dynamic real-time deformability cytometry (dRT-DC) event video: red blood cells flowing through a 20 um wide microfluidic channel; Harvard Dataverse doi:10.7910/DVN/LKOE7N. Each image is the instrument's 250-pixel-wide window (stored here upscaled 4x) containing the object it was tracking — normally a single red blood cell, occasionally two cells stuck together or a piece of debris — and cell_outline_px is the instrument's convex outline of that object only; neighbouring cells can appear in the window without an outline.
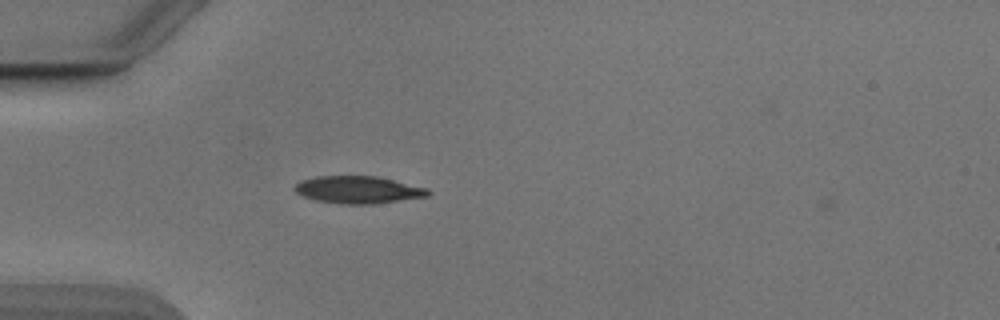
{"species": "Egyptian fruit bat (a non-hibernating species)", "species_latin": "Rousettus aegyptiacus", "temperature_condition": "cold", "stored_images_in_passage": 39, "camera_frame_rate_fps": 3000, "um_per_image_px": 0.085, "animal": {"sex": "male"}, "frame": {"image": 1, "passage_image": 2, "time_ms": 0.333, "image_size_px": [1000, 320], "cell_outline_px": [[432, 192], [428, 196], [376, 204], [344, 204], [316, 200], [304, 196], [296, 192], [292, 188], [300, 180], [316, 176], [376, 176], [428, 188]], "centroid_in_image_um": [30.45, 16.13], "position_along_channel_um": 54.6, "area_um2": 21.27}}
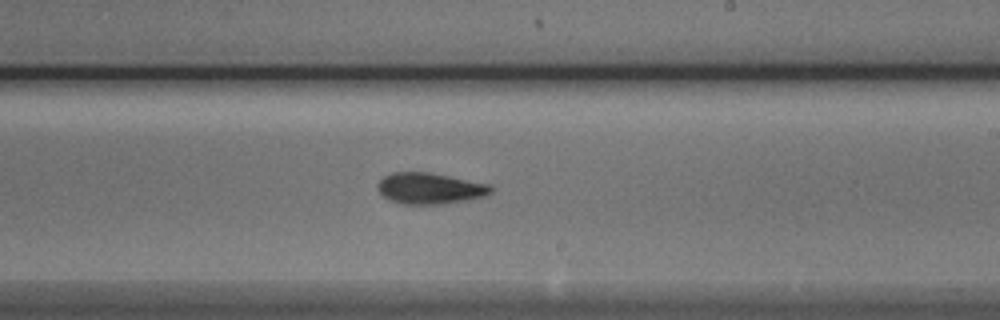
{"frame": {"image": 2, "passage_image": 18, "time_ms": 5.667, "image_size_px": [1000, 320], "cell_outline_px": [[496, 188], [492, 192], [484, 196], [468, 200], [444, 204], [404, 204], [388, 200], [380, 192], [380, 180], [384, 176], [392, 172], [428, 172], [492, 184]], "centroid_in_image_um": [36.62, 16.01], "position_along_channel_um": 252.4, "area_um2": 20.63}}
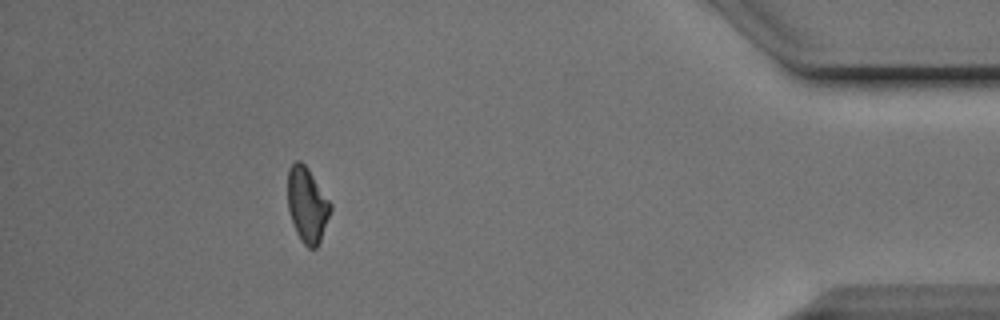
{"frame": {"image": 3, "passage_image": 34, "time_ms": 11.0, "image_size_px": [1000, 320], "cell_outline_px": [[332, 208], [320, 240], [316, 248], [308, 248], [300, 240], [296, 232], [288, 208], [288, 168], [296, 160], [300, 160], [308, 168], [332, 204]], "centroid_in_image_um": [26.11, 17.39], "position_along_channel_um": 409.1, "area_um2": 18.61}, "authors_computed_cell_mechanics": {"area_um2": 19.941, "velocity_mm_per_s": 3.895, "shape_relaxation_time_tau1_ms": 2.6549, "shape_relaxation_time_tau2_ms": 1.4013, "deformation_change_tau1": 0.1149, "deformation_change_tau2": 0.0694}}